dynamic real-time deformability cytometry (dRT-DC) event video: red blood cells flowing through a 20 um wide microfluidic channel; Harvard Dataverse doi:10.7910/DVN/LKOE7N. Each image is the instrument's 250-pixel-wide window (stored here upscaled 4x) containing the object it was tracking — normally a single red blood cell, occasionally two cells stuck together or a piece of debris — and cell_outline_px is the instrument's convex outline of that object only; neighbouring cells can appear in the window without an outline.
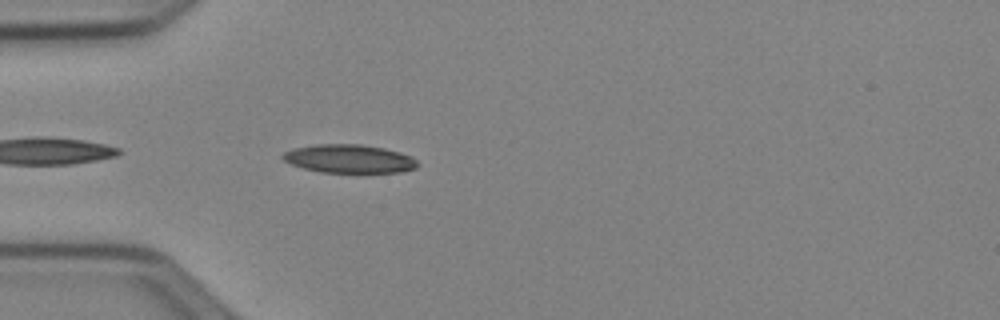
{"species": "Egyptian fruit bat (a non-hibernating species)", "species_latin": "Rousettus aegyptiacus", "temperature_condition": "cold", "stored_images_in_passage": 6, "camera_frame_rate_fps": 3000, "um_per_image_px": 0.085, "animal": {"sex": "female"}, "frame": {"image": 1, "passage_image": 2, "time_ms": 0.333, "image_size_px": [1000, 320], "cell_outline_px": [[420, 164], [416, 168], [400, 172], [320, 172], [304, 168], [292, 164], [284, 160], [280, 156], [284, 152], [292, 148], [316, 144], [360, 144], [384, 148], [400, 152], [412, 156]], "centroid_in_image_um": [29.69, 13.48], "position_along_channel_um": 55.3, "area_um2": 22.37}}
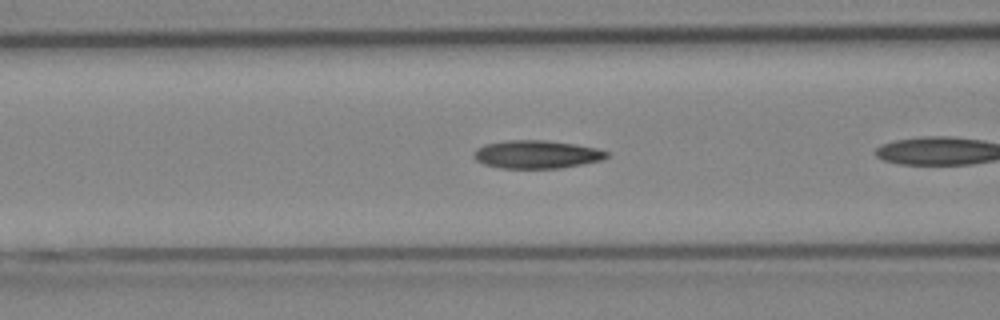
{"frame": {"image": 2, "passage_image": 5, "time_ms": 1.333, "image_size_px": [1000, 320], "cell_outline_px": [[608, 156], [600, 160], [560, 168], [500, 168], [484, 164], [476, 160], [472, 156], [472, 152], [476, 148], [484, 144], [508, 140], [544, 140], [576, 144], [596, 148], [608, 152]], "centroid_in_image_um": [45.55, 13.11], "position_along_channel_um": 121.0, "area_um2": 21.73}}